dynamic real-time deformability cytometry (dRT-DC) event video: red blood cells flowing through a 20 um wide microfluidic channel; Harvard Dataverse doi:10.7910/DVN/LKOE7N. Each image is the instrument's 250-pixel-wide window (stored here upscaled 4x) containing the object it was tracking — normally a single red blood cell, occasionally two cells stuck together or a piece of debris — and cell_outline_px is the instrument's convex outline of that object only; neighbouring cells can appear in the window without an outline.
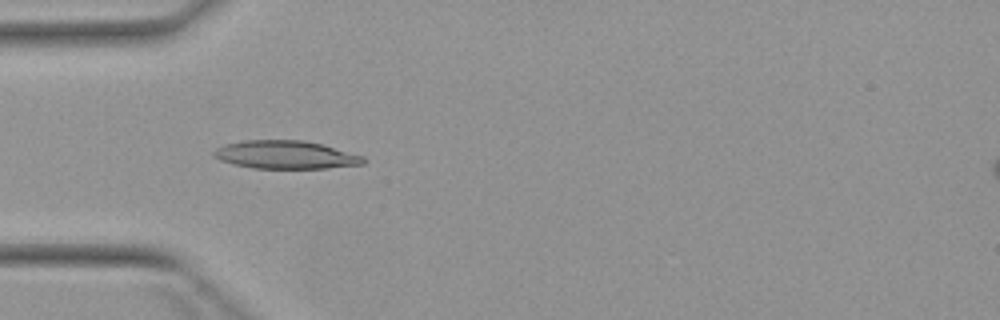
{"species": "Egyptian fruit bat (a non-hibernating species)", "species_latin": "Rousettus aegyptiacus", "temperature_condition": "warm", "stored_images_in_passage": 6, "camera_frame_rate_fps": 3000, "um_per_image_px": 0.085, "animal": {"sex": "female"}, "frame": {"image": 1, "passage_image": 4, "time_ms": 5.0, "image_size_px": [1000, 320], "cell_outline_px": [[364, 164], [328, 168], [252, 168], [220, 160], [212, 156], [212, 152], [216, 148], [224, 144], [244, 140], [304, 140], [320, 144], [364, 156]], "centroid_in_image_um": [24.24, 13.15], "position_along_channel_um": 60.8, "area_um2": 24.39}}
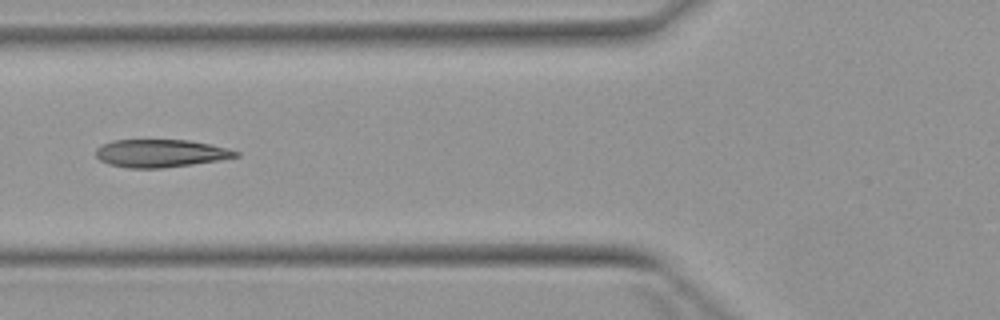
{"frame": {"image": 2, "passage_image": 5, "time_ms": 6.333, "image_size_px": [1000, 320], "cell_outline_px": [[240, 156], [192, 164], [164, 168], [128, 168], [108, 164], [100, 160], [96, 156], [96, 148], [100, 144], [112, 140], [188, 140], [208, 144], [240, 152]], "centroid_in_image_um": [13.57, 13.03], "position_along_channel_um": 112.2, "area_um2": 22.54}}
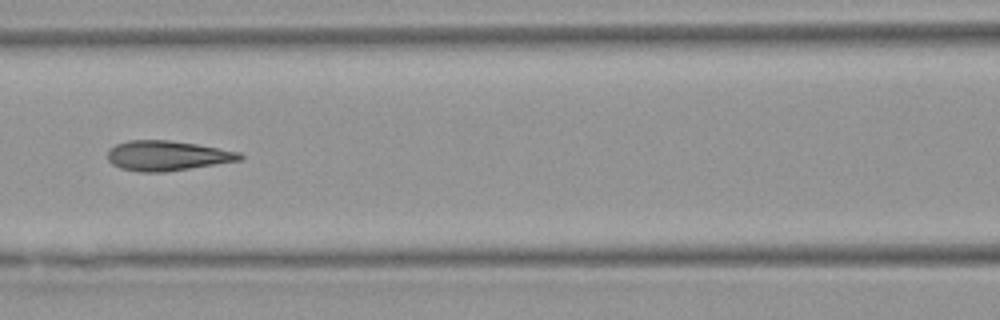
{"frame": {"image": 3, "passage_image": 6, "time_ms": 7.333, "image_size_px": [1000, 320], "cell_outline_px": [[244, 156], [240, 160], [216, 164], [164, 172], [140, 172], [120, 168], [112, 164], [108, 160], [108, 148], [116, 144], [128, 140], [168, 140], [196, 144], [240, 152]], "centroid_in_image_um": [14.17, 13.23], "position_along_channel_um": 152.4, "area_um2": 23.0}}